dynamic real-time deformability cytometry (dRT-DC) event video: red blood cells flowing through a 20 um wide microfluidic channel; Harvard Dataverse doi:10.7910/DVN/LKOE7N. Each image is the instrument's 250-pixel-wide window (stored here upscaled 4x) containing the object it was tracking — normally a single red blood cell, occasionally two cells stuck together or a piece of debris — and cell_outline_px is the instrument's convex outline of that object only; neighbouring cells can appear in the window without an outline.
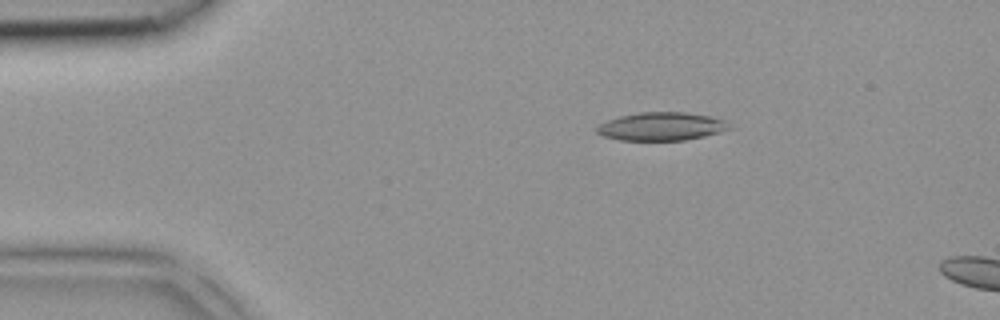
{"species": "common noctule bat (a hibernating species)", "species_latin": "Nyctalus noctula", "temperature_condition": "room temperature", "stored_images_in_passage": 4, "camera_frame_rate_fps": 3000, "um_per_image_px": 0.085, "animal": {"sex": "female", "body_mass_g": 18.4}, "frame": {"image": 1, "passage_image": 3, "time_ms": 0.667, "image_size_px": [1000, 320], "cell_outline_px": [[736, 128], [704, 136], [684, 140], [620, 140], [604, 136], [596, 132], [596, 128], [600, 124], [608, 120], [620, 116], [640, 112], [684, 112], [712, 116], [724, 120]], "centroid_in_image_um": [56.28, 10.74], "position_along_channel_um": 28.7, "area_um2": 21.85}}